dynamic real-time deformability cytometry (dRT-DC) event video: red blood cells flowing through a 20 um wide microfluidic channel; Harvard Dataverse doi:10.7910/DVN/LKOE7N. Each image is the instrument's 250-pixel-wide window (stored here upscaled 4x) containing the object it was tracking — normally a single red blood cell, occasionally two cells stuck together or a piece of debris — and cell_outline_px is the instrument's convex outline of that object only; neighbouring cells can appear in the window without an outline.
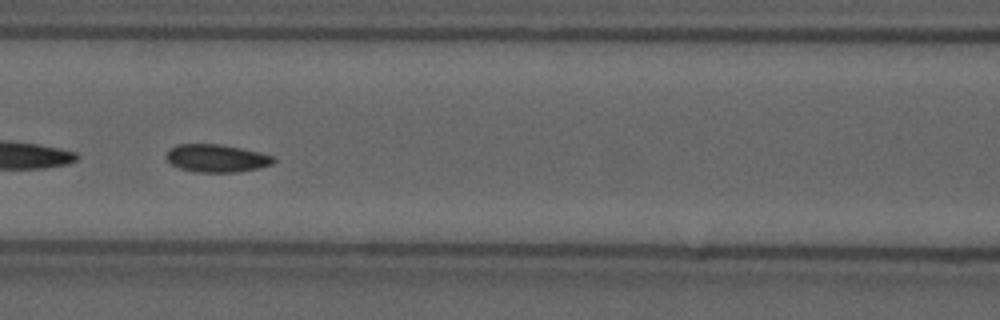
{"species": "common noctule bat (a hibernating species)", "species_latin": "Nyctalus noctula", "temperature_condition": "cold", "stored_images_in_passage": 46, "segment_of_instrument_passage": [2, 2], "camera_frame_rate_fps": 3000, "um_per_image_px": 0.085, "animal": {"sex": "male", "forearm_length_mm": 52.5}, "frame": {"image": 1, "passage_image": 23, "time_ms": 7.333, "image_size_px": [1000, 320], "cell_outline_px": [[276, 160], [272, 164], [260, 168], [236, 172], [196, 172], [180, 168], [172, 164], [164, 156], [176, 144], [220, 144], [260, 152], [272, 156]], "centroid_in_image_um": [18.42, 13.45], "position_along_channel_um": 148.2, "area_um2": 17.28}}